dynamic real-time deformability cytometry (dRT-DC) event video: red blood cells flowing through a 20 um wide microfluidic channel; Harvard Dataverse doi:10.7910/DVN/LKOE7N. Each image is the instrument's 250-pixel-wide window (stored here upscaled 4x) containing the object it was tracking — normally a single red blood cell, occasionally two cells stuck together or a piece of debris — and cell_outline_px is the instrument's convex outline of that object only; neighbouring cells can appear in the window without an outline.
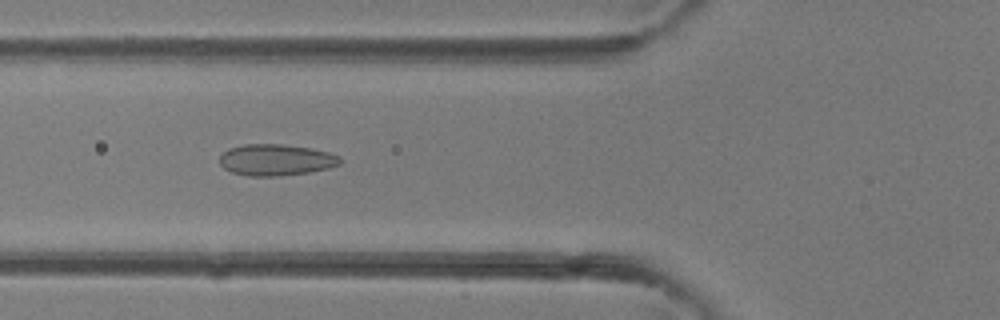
{"species": "common noctule bat (a hibernating species)", "species_latin": "Nyctalus noctula", "temperature_condition": "room temperature", "stored_images_in_passage": 40, "camera_frame_rate_fps": 3000, "um_per_image_px": 0.085, "animal": {"sex": "female"}, "frame": {"image": 1, "passage_image": 15, "time_ms": 4.667, "image_size_px": [1000, 320], "cell_outline_px": [[340, 164], [328, 168], [308, 172], [280, 176], [248, 176], [232, 172], [224, 168], [220, 164], [220, 156], [228, 148], [244, 144], [284, 144], [312, 148], [328, 152], [340, 156]], "centroid_in_image_um": [23.45, 13.58], "position_along_channel_um": 102.4, "area_um2": 22.08}}
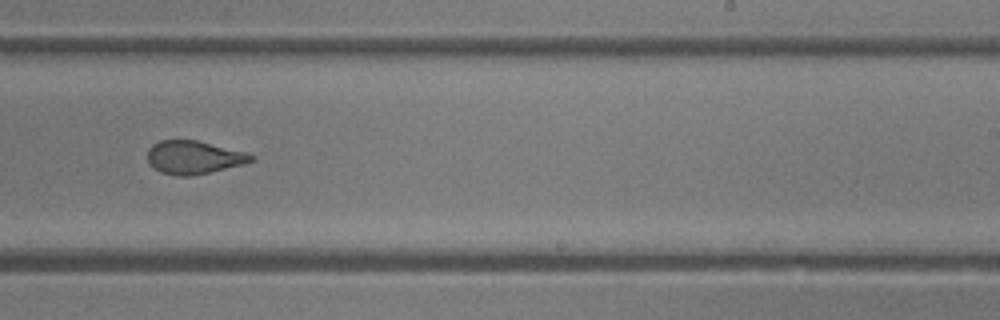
{"frame": {"image": 2, "passage_image": 25, "time_ms": 8.0, "image_size_px": [1000, 320], "cell_outline_px": [[256, 156], [252, 160], [240, 164], [192, 176], [176, 176], [160, 172], [148, 164], [148, 148], [152, 144], [160, 140], [196, 140], [244, 152]], "centroid_in_image_um": [16.39, 13.37], "position_along_channel_um": 272.6, "area_um2": 19.77}}
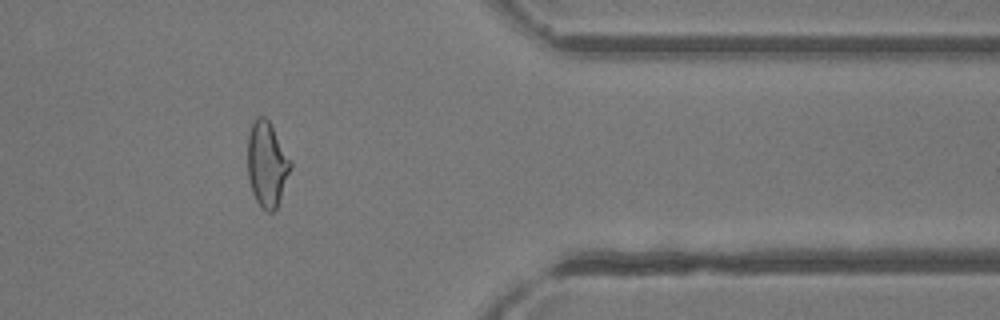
{"frame": {"image": 3, "passage_image": 33, "time_ms": 10.667, "image_size_px": [1000, 320], "cell_outline_px": [[292, 168], [276, 208], [272, 212], [268, 212], [256, 200], [252, 192], [248, 180], [248, 136], [252, 124], [256, 116], [264, 116], [268, 120], [292, 160]], "centroid_in_image_um": [22.7, 13.94], "position_along_channel_um": 388.7, "area_um2": 21.21}}